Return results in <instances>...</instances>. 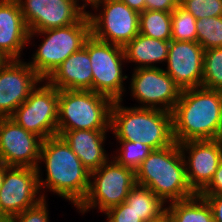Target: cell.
<instances>
[{
  "label": "cell",
  "mask_w": 222,
  "mask_h": 222,
  "mask_svg": "<svg viewBox=\"0 0 222 222\" xmlns=\"http://www.w3.org/2000/svg\"><path fill=\"white\" fill-rule=\"evenodd\" d=\"M173 139H222V91L195 87L182 90L172 111Z\"/></svg>",
  "instance_id": "obj_1"
},
{
  "label": "cell",
  "mask_w": 222,
  "mask_h": 222,
  "mask_svg": "<svg viewBox=\"0 0 222 222\" xmlns=\"http://www.w3.org/2000/svg\"><path fill=\"white\" fill-rule=\"evenodd\" d=\"M42 161L47 176L40 177L41 166L36 168L40 190L47 188L78 207L88 193L90 171L59 135L42 140L39 163Z\"/></svg>",
  "instance_id": "obj_2"
},
{
  "label": "cell",
  "mask_w": 222,
  "mask_h": 222,
  "mask_svg": "<svg viewBox=\"0 0 222 222\" xmlns=\"http://www.w3.org/2000/svg\"><path fill=\"white\" fill-rule=\"evenodd\" d=\"M122 100L113 101L110 130L117 141L139 142L159 150L172 145V113L154 109L121 106Z\"/></svg>",
  "instance_id": "obj_3"
},
{
  "label": "cell",
  "mask_w": 222,
  "mask_h": 222,
  "mask_svg": "<svg viewBox=\"0 0 222 222\" xmlns=\"http://www.w3.org/2000/svg\"><path fill=\"white\" fill-rule=\"evenodd\" d=\"M136 183L146 186L165 203L195 195L190 188L179 144L153 150L136 169ZM168 200V201H167Z\"/></svg>",
  "instance_id": "obj_4"
},
{
  "label": "cell",
  "mask_w": 222,
  "mask_h": 222,
  "mask_svg": "<svg viewBox=\"0 0 222 222\" xmlns=\"http://www.w3.org/2000/svg\"><path fill=\"white\" fill-rule=\"evenodd\" d=\"M112 104L91 90H59L57 131L110 130Z\"/></svg>",
  "instance_id": "obj_5"
},
{
  "label": "cell",
  "mask_w": 222,
  "mask_h": 222,
  "mask_svg": "<svg viewBox=\"0 0 222 222\" xmlns=\"http://www.w3.org/2000/svg\"><path fill=\"white\" fill-rule=\"evenodd\" d=\"M35 34H42L45 39L28 64L43 80H46L68 56L84 46L85 41L91 36L90 19L86 12L72 25L30 32L28 42Z\"/></svg>",
  "instance_id": "obj_6"
},
{
  "label": "cell",
  "mask_w": 222,
  "mask_h": 222,
  "mask_svg": "<svg viewBox=\"0 0 222 222\" xmlns=\"http://www.w3.org/2000/svg\"><path fill=\"white\" fill-rule=\"evenodd\" d=\"M112 159L90 172L88 193L77 207L82 214L97 207L100 212L105 213L120 205L136 184L135 170L120 165L114 158Z\"/></svg>",
  "instance_id": "obj_7"
},
{
  "label": "cell",
  "mask_w": 222,
  "mask_h": 222,
  "mask_svg": "<svg viewBox=\"0 0 222 222\" xmlns=\"http://www.w3.org/2000/svg\"><path fill=\"white\" fill-rule=\"evenodd\" d=\"M84 47L90 56L93 91L113 101L123 100V81L128 78L122 73V62H125L123 47L102 42L92 35L85 41Z\"/></svg>",
  "instance_id": "obj_8"
},
{
  "label": "cell",
  "mask_w": 222,
  "mask_h": 222,
  "mask_svg": "<svg viewBox=\"0 0 222 222\" xmlns=\"http://www.w3.org/2000/svg\"><path fill=\"white\" fill-rule=\"evenodd\" d=\"M103 7L99 15L87 14L91 24V35L106 43L124 47L139 34L140 13L120 0H100L92 8Z\"/></svg>",
  "instance_id": "obj_9"
},
{
  "label": "cell",
  "mask_w": 222,
  "mask_h": 222,
  "mask_svg": "<svg viewBox=\"0 0 222 222\" xmlns=\"http://www.w3.org/2000/svg\"><path fill=\"white\" fill-rule=\"evenodd\" d=\"M45 83L37 85L10 117L42 140L57 135L59 108V90L47 81Z\"/></svg>",
  "instance_id": "obj_10"
},
{
  "label": "cell",
  "mask_w": 222,
  "mask_h": 222,
  "mask_svg": "<svg viewBox=\"0 0 222 222\" xmlns=\"http://www.w3.org/2000/svg\"><path fill=\"white\" fill-rule=\"evenodd\" d=\"M39 192L41 193L36 168L5 165L3 185L0 189V216L9 220L36 205L46 198L44 193L42 195Z\"/></svg>",
  "instance_id": "obj_11"
},
{
  "label": "cell",
  "mask_w": 222,
  "mask_h": 222,
  "mask_svg": "<svg viewBox=\"0 0 222 222\" xmlns=\"http://www.w3.org/2000/svg\"><path fill=\"white\" fill-rule=\"evenodd\" d=\"M133 72L130 82L131 96L142 104L138 107L172 113L182 90L164 69L157 66L138 68Z\"/></svg>",
  "instance_id": "obj_12"
},
{
  "label": "cell",
  "mask_w": 222,
  "mask_h": 222,
  "mask_svg": "<svg viewBox=\"0 0 222 222\" xmlns=\"http://www.w3.org/2000/svg\"><path fill=\"white\" fill-rule=\"evenodd\" d=\"M18 2L29 33L72 25L86 13L75 0H18Z\"/></svg>",
  "instance_id": "obj_13"
},
{
  "label": "cell",
  "mask_w": 222,
  "mask_h": 222,
  "mask_svg": "<svg viewBox=\"0 0 222 222\" xmlns=\"http://www.w3.org/2000/svg\"><path fill=\"white\" fill-rule=\"evenodd\" d=\"M44 80L20 60H5L0 65V118L11 117L29 94Z\"/></svg>",
  "instance_id": "obj_14"
},
{
  "label": "cell",
  "mask_w": 222,
  "mask_h": 222,
  "mask_svg": "<svg viewBox=\"0 0 222 222\" xmlns=\"http://www.w3.org/2000/svg\"><path fill=\"white\" fill-rule=\"evenodd\" d=\"M179 147L188 184L195 194H200L212 181L222 161V139L189 140L180 143ZM186 152L189 157L185 155Z\"/></svg>",
  "instance_id": "obj_15"
},
{
  "label": "cell",
  "mask_w": 222,
  "mask_h": 222,
  "mask_svg": "<svg viewBox=\"0 0 222 222\" xmlns=\"http://www.w3.org/2000/svg\"><path fill=\"white\" fill-rule=\"evenodd\" d=\"M42 139L12 118H0V162L6 166H39Z\"/></svg>",
  "instance_id": "obj_16"
},
{
  "label": "cell",
  "mask_w": 222,
  "mask_h": 222,
  "mask_svg": "<svg viewBox=\"0 0 222 222\" xmlns=\"http://www.w3.org/2000/svg\"><path fill=\"white\" fill-rule=\"evenodd\" d=\"M204 51L198 42L170 40L164 71L181 90L202 86Z\"/></svg>",
  "instance_id": "obj_17"
},
{
  "label": "cell",
  "mask_w": 222,
  "mask_h": 222,
  "mask_svg": "<svg viewBox=\"0 0 222 222\" xmlns=\"http://www.w3.org/2000/svg\"><path fill=\"white\" fill-rule=\"evenodd\" d=\"M28 34L18 0H0V56L20 60Z\"/></svg>",
  "instance_id": "obj_18"
},
{
  "label": "cell",
  "mask_w": 222,
  "mask_h": 222,
  "mask_svg": "<svg viewBox=\"0 0 222 222\" xmlns=\"http://www.w3.org/2000/svg\"><path fill=\"white\" fill-rule=\"evenodd\" d=\"M45 81L58 90L93 91V76L87 49L83 46L68 56Z\"/></svg>",
  "instance_id": "obj_19"
},
{
  "label": "cell",
  "mask_w": 222,
  "mask_h": 222,
  "mask_svg": "<svg viewBox=\"0 0 222 222\" xmlns=\"http://www.w3.org/2000/svg\"><path fill=\"white\" fill-rule=\"evenodd\" d=\"M108 130L57 131L90 172L98 169L110 158L106 155L103 143Z\"/></svg>",
  "instance_id": "obj_20"
},
{
  "label": "cell",
  "mask_w": 222,
  "mask_h": 222,
  "mask_svg": "<svg viewBox=\"0 0 222 222\" xmlns=\"http://www.w3.org/2000/svg\"><path fill=\"white\" fill-rule=\"evenodd\" d=\"M169 45L170 40H158L139 33L123 47L125 60L138 63L135 69L156 67L154 63L167 61Z\"/></svg>",
  "instance_id": "obj_21"
},
{
  "label": "cell",
  "mask_w": 222,
  "mask_h": 222,
  "mask_svg": "<svg viewBox=\"0 0 222 222\" xmlns=\"http://www.w3.org/2000/svg\"><path fill=\"white\" fill-rule=\"evenodd\" d=\"M166 212L169 222H215L210 205L200 194L170 202Z\"/></svg>",
  "instance_id": "obj_22"
},
{
  "label": "cell",
  "mask_w": 222,
  "mask_h": 222,
  "mask_svg": "<svg viewBox=\"0 0 222 222\" xmlns=\"http://www.w3.org/2000/svg\"><path fill=\"white\" fill-rule=\"evenodd\" d=\"M125 202L143 222L156 219L166 212V207L163 206L165 202L149 188L137 183L131 188Z\"/></svg>",
  "instance_id": "obj_23"
},
{
  "label": "cell",
  "mask_w": 222,
  "mask_h": 222,
  "mask_svg": "<svg viewBox=\"0 0 222 222\" xmlns=\"http://www.w3.org/2000/svg\"><path fill=\"white\" fill-rule=\"evenodd\" d=\"M139 33L158 40H171V12L144 10L139 15Z\"/></svg>",
  "instance_id": "obj_24"
},
{
  "label": "cell",
  "mask_w": 222,
  "mask_h": 222,
  "mask_svg": "<svg viewBox=\"0 0 222 222\" xmlns=\"http://www.w3.org/2000/svg\"><path fill=\"white\" fill-rule=\"evenodd\" d=\"M202 87L222 91V47L204 51Z\"/></svg>",
  "instance_id": "obj_25"
},
{
  "label": "cell",
  "mask_w": 222,
  "mask_h": 222,
  "mask_svg": "<svg viewBox=\"0 0 222 222\" xmlns=\"http://www.w3.org/2000/svg\"><path fill=\"white\" fill-rule=\"evenodd\" d=\"M171 40L197 42L196 19L180 6L171 12Z\"/></svg>",
  "instance_id": "obj_26"
},
{
  "label": "cell",
  "mask_w": 222,
  "mask_h": 222,
  "mask_svg": "<svg viewBox=\"0 0 222 222\" xmlns=\"http://www.w3.org/2000/svg\"><path fill=\"white\" fill-rule=\"evenodd\" d=\"M196 31L204 50L222 47V16L196 20Z\"/></svg>",
  "instance_id": "obj_27"
},
{
  "label": "cell",
  "mask_w": 222,
  "mask_h": 222,
  "mask_svg": "<svg viewBox=\"0 0 222 222\" xmlns=\"http://www.w3.org/2000/svg\"><path fill=\"white\" fill-rule=\"evenodd\" d=\"M120 143L119 151L114 158L120 165L129 167L136 171L145 158L153 151L146 144L131 141H118Z\"/></svg>",
  "instance_id": "obj_28"
},
{
  "label": "cell",
  "mask_w": 222,
  "mask_h": 222,
  "mask_svg": "<svg viewBox=\"0 0 222 222\" xmlns=\"http://www.w3.org/2000/svg\"><path fill=\"white\" fill-rule=\"evenodd\" d=\"M179 6L196 20L222 16V0H180Z\"/></svg>",
  "instance_id": "obj_29"
},
{
  "label": "cell",
  "mask_w": 222,
  "mask_h": 222,
  "mask_svg": "<svg viewBox=\"0 0 222 222\" xmlns=\"http://www.w3.org/2000/svg\"><path fill=\"white\" fill-rule=\"evenodd\" d=\"M46 202L43 198L39 203L11 217L7 222H49Z\"/></svg>",
  "instance_id": "obj_30"
},
{
  "label": "cell",
  "mask_w": 222,
  "mask_h": 222,
  "mask_svg": "<svg viewBox=\"0 0 222 222\" xmlns=\"http://www.w3.org/2000/svg\"><path fill=\"white\" fill-rule=\"evenodd\" d=\"M107 222H143L125 201L105 212Z\"/></svg>",
  "instance_id": "obj_31"
},
{
  "label": "cell",
  "mask_w": 222,
  "mask_h": 222,
  "mask_svg": "<svg viewBox=\"0 0 222 222\" xmlns=\"http://www.w3.org/2000/svg\"><path fill=\"white\" fill-rule=\"evenodd\" d=\"M180 0H145V10L172 12Z\"/></svg>",
  "instance_id": "obj_32"
},
{
  "label": "cell",
  "mask_w": 222,
  "mask_h": 222,
  "mask_svg": "<svg viewBox=\"0 0 222 222\" xmlns=\"http://www.w3.org/2000/svg\"><path fill=\"white\" fill-rule=\"evenodd\" d=\"M222 194V161L220 162L214 177L209 185L200 193V195H221Z\"/></svg>",
  "instance_id": "obj_33"
},
{
  "label": "cell",
  "mask_w": 222,
  "mask_h": 222,
  "mask_svg": "<svg viewBox=\"0 0 222 222\" xmlns=\"http://www.w3.org/2000/svg\"><path fill=\"white\" fill-rule=\"evenodd\" d=\"M210 205L215 222H222V194L201 195Z\"/></svg>",
  "instance_id": "obj_34"
},
{
  "label": "cell",
  "mask_w": 222,
  "mask_h": 222,
  "mask_svg": "<svg viewBox=\"0 0 222 222\" xmlns=\"http://www.w3.org/2000/svg\"><path fill=\"white\" fill-rule=\"evenodd\" d=\"M131 9L141 13L145 10V0H120Z\"/></svg>",
  "instance_id": "obj_35"
},
{
  "label": "cell",
  "mask_w": 222,
  "mask_h": 222,
  "mask_svg": "<svg viewBox=\"0 0 222 222\" xmlns=\"http://www.w3.org/2000/svg\"><path fill=\"white\" fill-rule=\"evenodd\" d=\"M145 222H169V217H168L167 212H165L162 216L156 219L150 220V221H145Z\"/></svg>",
  "instance_id": "obj_36"
},
{
  "label": "cell",
  "mask_w": 222,
  "mask_h": 222,
  "mask_svg": "<svg viewBox=\"0 0 222 222\" xmlns=\"http://www.w3.org/2000/svg\"><path fill=\"white\" fill-rule=\"evenodd\" d=\"M77 3L79 2V0H75ZM83 2L85 1V3H83L81 5V7L85 10L86 6L90 5V6H94L98 1L100 0H82Z\"/></svg>",
  "instance_id": "obj_37"
},
{
  "label": "cell",
  "mask_w": 222,
  "mask_h": 222,
  "mask_svg": "<svg viewBox=\"0 0 222 222\" xmlns=\"http://www.w3.org/2000/svg\"><path fill=\"white\" fill-rule=\"evenodd\" d=\"M4 173H5V164L0 162V189L3 185Z\"/></svg>",
  "instance_id": "obj_38"
},
{
  "label": "cell",
  "mask_w": 222,
  "mask_h": 222,
  "mask_svg": "<svg viewBox=\"0 0 222 222\" xmlns=\"http://www.w3.org/2000/svg\"><path fill=\"white\" fill-rule=\"evenodd\" d=\"M0 222H7V220L4 217H0Z\"/></svg>",
  "instance_id": "obj_39"
},
{
  "label": "cell",
  "mask_w": 222,
  "mask_h": 222,
  "mask_svg": "<svg viewBox=\"0 0 222 222\" xmlns=\"http://www.w3.org/2000/svg\"><path fill=\"white\" fill-rule=\"evenodd\" d=\"M5 60L0 56V65L4 62Z\"/></svg>",
  "instance_id": "obj_40"
}]
</instances>
